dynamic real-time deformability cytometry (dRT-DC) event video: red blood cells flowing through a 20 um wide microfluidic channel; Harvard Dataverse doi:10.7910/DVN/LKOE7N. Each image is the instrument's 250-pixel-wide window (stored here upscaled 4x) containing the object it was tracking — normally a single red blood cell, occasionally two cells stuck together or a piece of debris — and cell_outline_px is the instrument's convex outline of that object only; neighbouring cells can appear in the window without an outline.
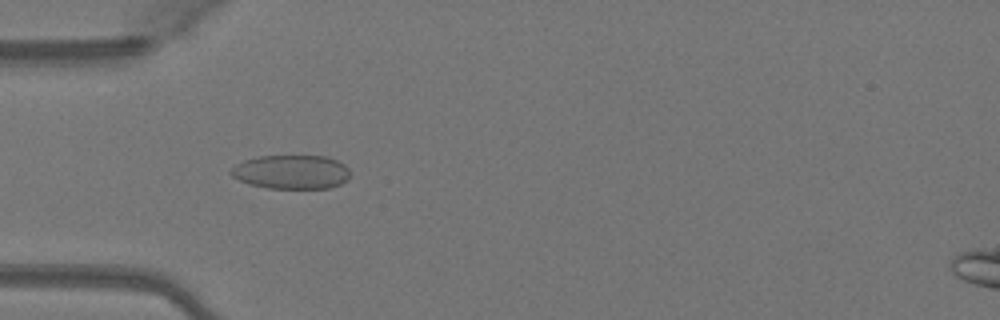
{"species": "Egyptian fruit bat (a non-hibernating species)", "species_latin": "Rousettus aegyptiacus", "temperature_condition": "warm", "stored_images_in_passage": 6, "camera_frame_rate_fps": 3000, "um_per_image_px": 0.085, "animal": {"sex": "female"}, "frame": {"image": 1, "passage_image": 3, "time_ms": 0.667, "image_size_px": [1000, 320], "cell_outline_px": [[348, 180], [340, 184], [328, 188], [268, 188], [248, 184], [232, 176], [228, 172], [236, 164], [244, 160], [260, 156], [324, 156], [336, 160], [344, 164], [348, 168]], "centroid_in_image_um": [24.74, 14.62], "position_along_channel_um": 60.3, "area_um2": 23.52}}
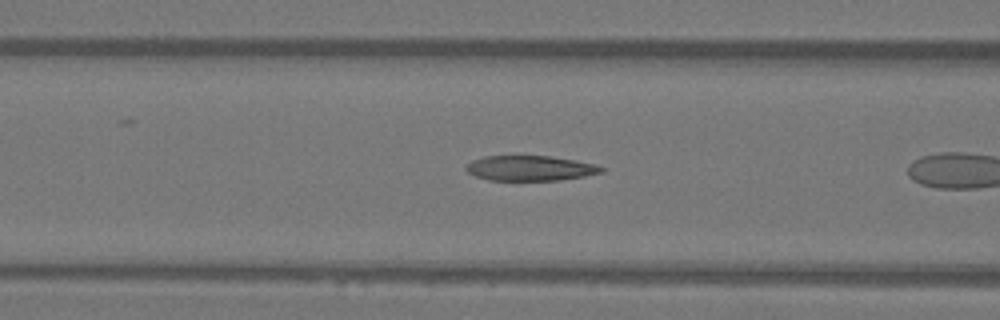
{"frame": {"image": 2, "passage_image": 5, "time_ms": 1.333, "image_size_px": [1000, 320], "cell_outline_px": [[604, 172], [584, 176], [560, 180], [488, 180], [476, 176], [468, 172], [464, 168], [472, 160], [484, 156], [552, 156], [576, 160], [596, 164], [604, 168]], "centroid_in_image_um": [45.08, 14.29], "position_along_channel_um": 121.5, "area_um2": 19.83}}